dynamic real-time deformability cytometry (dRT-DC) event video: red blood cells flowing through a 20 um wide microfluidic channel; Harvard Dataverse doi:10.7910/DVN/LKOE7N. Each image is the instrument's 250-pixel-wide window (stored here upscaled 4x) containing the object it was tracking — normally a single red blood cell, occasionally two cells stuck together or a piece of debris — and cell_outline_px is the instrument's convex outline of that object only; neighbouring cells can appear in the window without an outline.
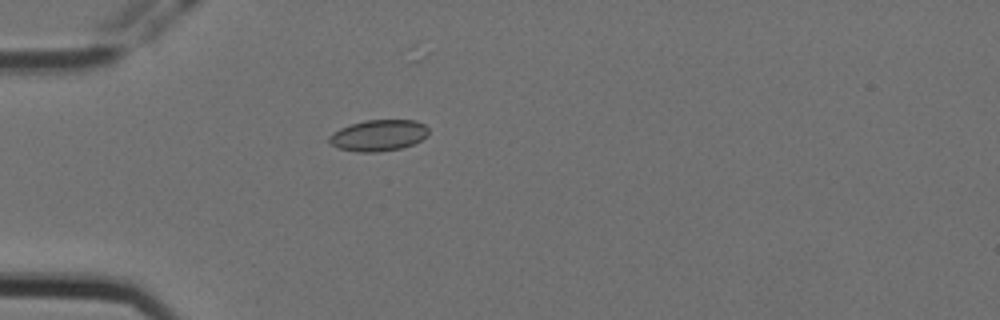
{"species": "Egyptian fruit bat (a non-hibernating species)", "species_latin": "Rousettus aegyptiacus", "temperature_condition": "cold", "stored_images_in_passage": 2, "camera_frame_rate_fps": 3000, "um_per_image_px": 0.085, "animal": {"sex": "female"}, "frame": {"image": 1, "passage_image": 2, "time_ms": 0.333, "image_size_px": [1000, 320], "cell_outline_px": [[428, 136], [412, 144], [400, 148], [376, 152], [356, 152], [336, 148], [328, 140], [328, 136], [332, 132], [340, 128], [364, 120], [416, 120], [424, 124], [428, 128]], "centroid_in_image_um": [32.15, 11.5], "position_along_channel_um": 52.9, "area_um2": 18.15}}